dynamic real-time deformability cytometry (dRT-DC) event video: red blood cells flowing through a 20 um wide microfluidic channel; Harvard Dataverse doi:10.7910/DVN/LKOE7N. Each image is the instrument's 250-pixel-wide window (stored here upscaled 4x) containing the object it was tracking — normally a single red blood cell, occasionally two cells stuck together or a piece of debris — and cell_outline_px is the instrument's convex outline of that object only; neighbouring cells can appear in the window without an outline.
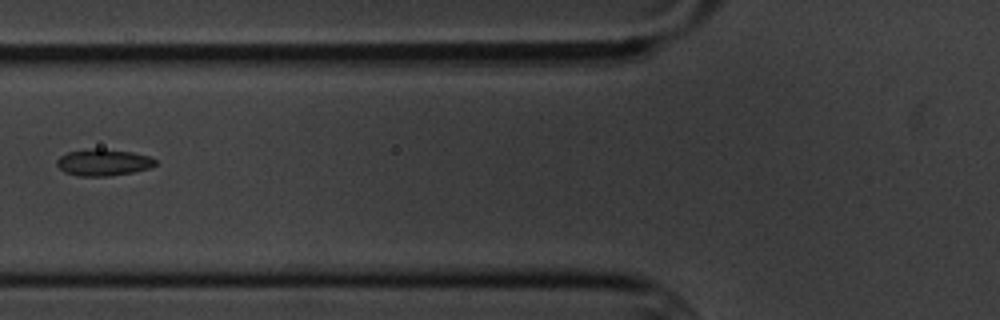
{"species": "common noctule bat (a hibernating species)", "species_latin": "Nyctalus noctula", "temperature_condition": "cold", "stored_images_in_passage": 13, "camera_frame_rate_fps": 3000, "um_per_image_px": 0.085, "animal": {"sex": "male", "body_mass_g": 20.1, "forearm_length_mm": 53.5}, "frame": {"image": 1, "passage_image": 5, "time_ms": 5.667, "image_size_px": [1000, 320], "cell_outline_px": [[156, 164], [148, 168], [132, 172], [108, 176], [76, 176], [64, 172], [56, 164], [56, 160], [60, 156], [68, 152], [96, 148], [132, 152], [148, 156], [156, 160]], "centroid_in_image_um": [8.75, 13.81], "position_along_channel_um": 117.1, "area_um2": 15.14}}
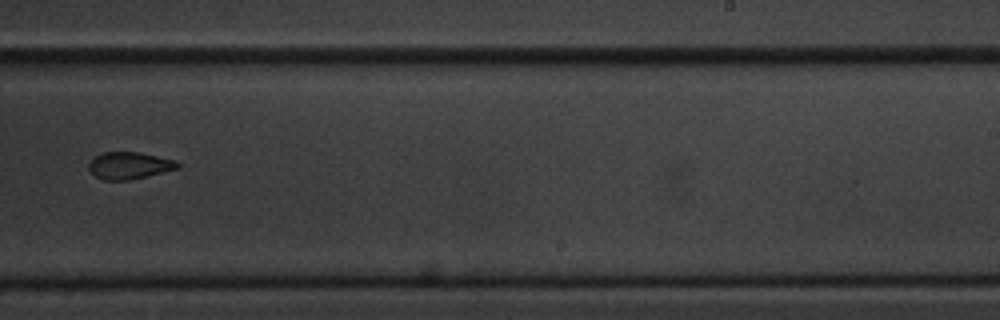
{"frame": {"image": 2, "passage_image": 9, "time_ms": 10.333, "image_size_px": [1000, 320], "cell_outline_px": [[180, 168], [128, 180], [104, 180], [96, 176], [88, 168], [88, 164], [96, 156], [104, 152], [140, 152], [176, 160], [180, 164]], "centroid_in_image_um": [11.02, 14.06], "position_along_channel_um": 278.0, "area_um2": 13.87}}
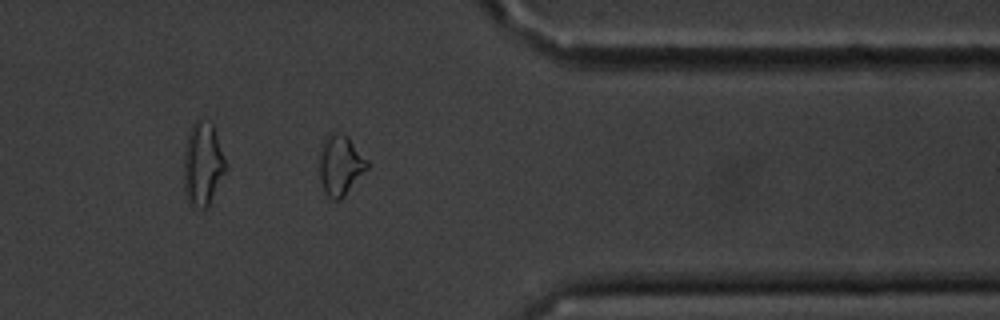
{"frame": {"image": 3, "passage_image": 12, "time_ms": 13.667, "image_size_px": [1000, 320], "cell_outline_px": [[368, 168], [344, 196], [340, 200], [332, 200], [324, 192], [320, 180], [320, 144], [328, 132], [336, 132], [348, 136], [368, 160]], "centroid_in_image_um": [28.91, 14.01], "position_along_channel_um": 382.5, "area_um2": 16.94}}